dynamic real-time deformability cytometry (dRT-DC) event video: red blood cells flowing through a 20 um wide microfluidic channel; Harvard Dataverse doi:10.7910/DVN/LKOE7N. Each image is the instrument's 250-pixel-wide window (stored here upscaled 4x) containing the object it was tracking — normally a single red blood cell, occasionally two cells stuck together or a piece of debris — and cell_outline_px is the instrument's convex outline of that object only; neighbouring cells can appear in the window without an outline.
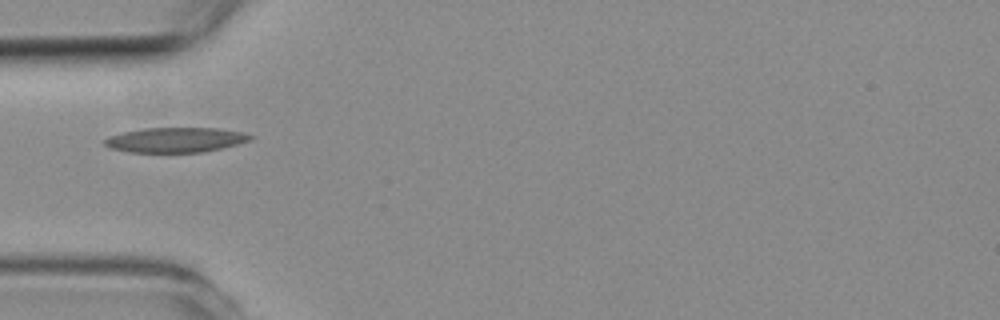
{"species": "common noctule bat (a hibernating species)", "species_latin": "Nyctalus noctula", "temperature_condition": "room temperature", "stored_images_in_passage": 2, "camera_frame_rate_fps": 3000, "um_per_image_px": 0.085, "animal": {"sex": "female", "body_mass_g": 19.3, "forearm_length_mm": 54.1}, "frame": {"image": 1, "passage_image": 1, "time_ms": 0.0, "image_size_px": [1000, 320], "cell_outline_px": [[252, 136], [248, 140], [236, 144], [204, 152], [128, 152], [108, 148], [104, 144], [104, 140], [108, 136], [124, 132], [144, 128], [216, 128], [240, 132]], "centroid_in_image_um": [14.83, 11.89], "position_along_channel_um": 70.2, "area_um2": 20.87}}
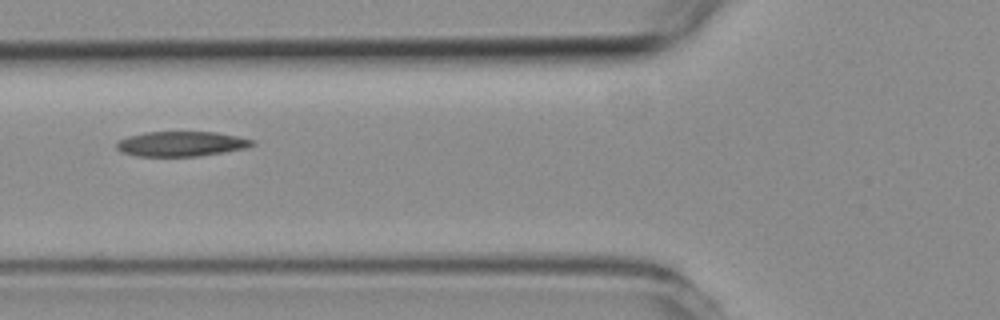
{"frame": {"image": 2, "passage_image": 2, "time_ms": 1.0, "image_size_px": [1000, 320], "cell_outline_px": [[256, 140], [252, 144], [244, 148], [224, 152], [200, 156], [136, 156], [120, 152], [116, 148], [116, 144], [120, 140], [128, 136], [144, 132], [216, 132]], "centroid_in_image_um": [15.37, 12.23], "position_along_channel_um": 110.4, "area_um2": 19.65}}